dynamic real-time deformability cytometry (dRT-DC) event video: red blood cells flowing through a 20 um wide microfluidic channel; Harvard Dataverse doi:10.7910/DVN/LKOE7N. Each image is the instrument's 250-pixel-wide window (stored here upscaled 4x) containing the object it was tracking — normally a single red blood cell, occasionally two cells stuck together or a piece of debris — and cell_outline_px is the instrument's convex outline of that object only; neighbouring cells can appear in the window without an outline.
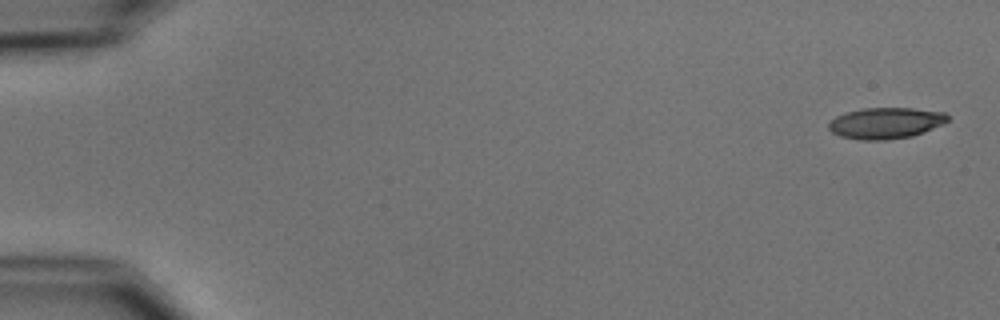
{"species": "common noctule bat (a hibernating species)", "species_latin": "Nyctalus noctula", "temperature_condition": "cold", "stored_images_in_passage": 6, "camera_frame_rate_fps": 3000, "um_per_image_px": 0.085, "animal": {"sex": "male", "body_mass_g": 15.6}, "frame": {"image": 1, "passage_image": 1, "time_ms": 0.0, "image_size_px": [1000, 320], "cell_outline_px": [[948, 120], [944, 124], [924, 132], [912, 136], [884, 140], [860, 140], [840, 136], [832, 132], [828, 128], [828, 124], [836, 116], [848, 112], [864, 108], [912, 108], [944, 112], [948, 116]], "centroid_in_image_um": [75.3, 10.46], "position_along_channel_um": 9.7, "area_um2": 21.56}}
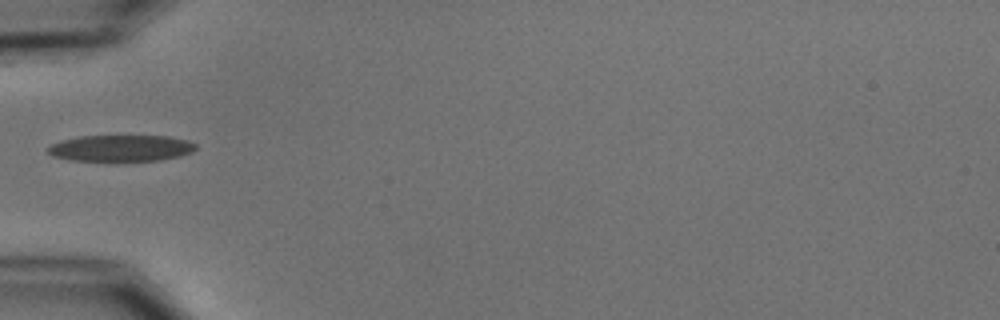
{"frame": {"image": 2, "passage_image": 5, "time_ms": 5.667, "image_size_px": [1000, 320], "cell_outline_px": [[196, 148], [192, 152], [180, 156], [160, 160], [68, 160], [52, 156], [44, 152], [44, 148], [60, 140], [76, 136], [168, 136], [188, 140], [196, 144]], "centroid_in_image_um": [10.21, 12.58], "position_along_channel_um": 74.8, "area_um2": 22.89}}